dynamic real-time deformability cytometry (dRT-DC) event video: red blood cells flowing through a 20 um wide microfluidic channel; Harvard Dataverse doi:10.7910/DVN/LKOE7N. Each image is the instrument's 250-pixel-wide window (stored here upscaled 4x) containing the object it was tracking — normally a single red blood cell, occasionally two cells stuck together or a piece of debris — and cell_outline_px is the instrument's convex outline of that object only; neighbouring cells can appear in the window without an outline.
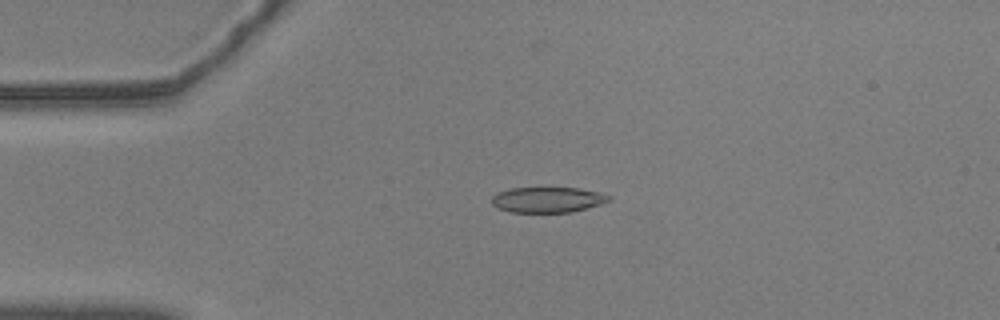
{"species": "common noctule bat (a hibernating species)", "species_latin": "Nyctalus noctula", "temperature_condition": "warm", "stored_images_in_passage": 45, "camera_frame_rate_fps": 3000, "um_per_image_px": 0.085, "animal": {"sex": "male", "body_mass_g": 20.5, "forearm_length_mm": 52.5}, "frame": {"image": 1, "passage_image": 2, "time_ms": 0.333, "image_size_px": [1000, 320], "cell_outline_px": [[612, 200], [600, 204], [572, 212], [512, 212], [496, 208], [492, 204], [492, 196], [496, 192], [512, 188], [580, 188], [600, 192], [612, 196]], "centroid_in_image_um": [46.55, 16.97], "position_along_channel_um": 38.4, "area_um2": 17.51}}
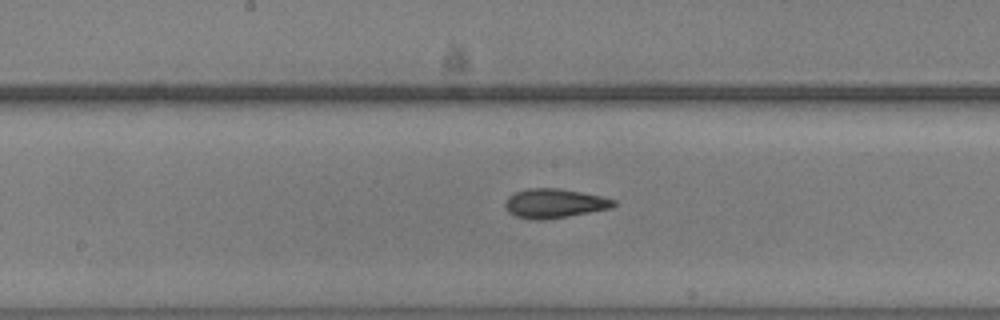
{"frame": {"image": 2, "passage_image": 18, "time_ms": 5.667, "image_size_px": [1000, 320], "cell_outline_px": [[616, 204], [612, 208], [568, 216], [544, 220], [536, 220], [516, 216], [508, 212], [504, 204], [508, 196], [516, 192], [528, 188], [560, 188], [600, 196], [616, 200]], "centroid_in_image_um": [47.11, 17.28], "position_along_channel_um": 201.1, "area_um2": 18.44}}
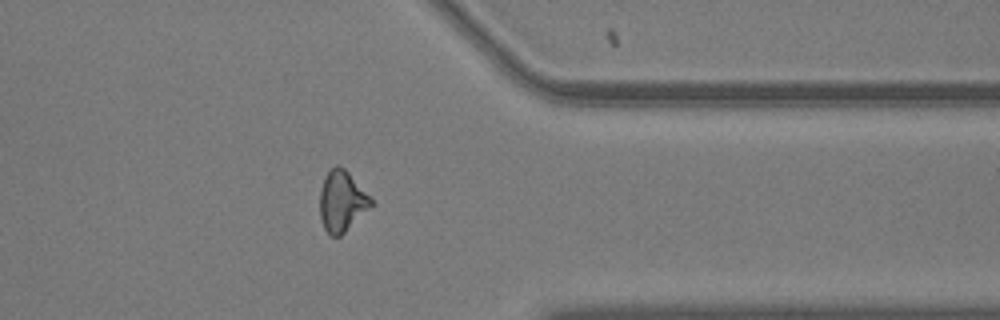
{"frame": {"image": 3, "passage_image": 34, "time_ms": 11.0, "image_size_px": [1000, 320], "cell_outline_px": [[376, 204], [340, 236], [332, 236], [324, 228], [320, 220], [320, 188], [328, 172], [336, 164], [344, 168], [348, 172]], "centroid_in_image_um": [29.07, 17.13], "position_along_channel_um": 382.3, "area_um2": 18.09}, "authors_computed_cell_mechanics": {"area_um2": 18.1492, "velocity_mm_per_s": 3.5956, "shape_relaxation_time_tau1_ms": 7.2047, "shape_relaxation_time_tau2_ms": 2.6459, "deformation_change_tau1": 0.1754, "deformation_change_tau2": 0.1075}}